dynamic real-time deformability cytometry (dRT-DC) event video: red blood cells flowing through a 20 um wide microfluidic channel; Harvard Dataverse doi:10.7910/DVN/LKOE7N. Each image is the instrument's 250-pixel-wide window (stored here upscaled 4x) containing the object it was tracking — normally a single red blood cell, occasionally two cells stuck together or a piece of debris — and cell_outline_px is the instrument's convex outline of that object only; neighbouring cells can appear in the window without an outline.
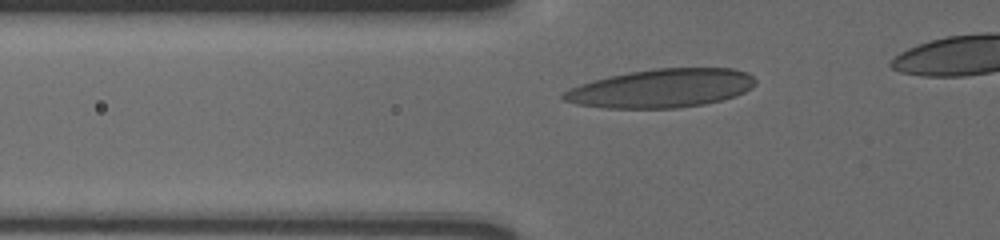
{"species": "human", "species_latin": "Homo sapiens", "temperature_condition": "cold", "stored_images_in_passage": 33, "camera_frame_rate_fps": 3000, "um_per_image_px": 0.085, "donor": {"sex": "male"}, "frame": {"image": 1, "passage_image": 2, "time_ms": 0.333, "image_size_px": [1000, 240], "cell_outline_px": [[756, 84], [752, 88], [736, 96], [704, 104], [676, 108], [604, 108], [576, 104], [564, 100], [560, 96], [568, 88], [580, 84], [628, 72], [656, 68], [732, 68], [748, 72], [756, 80]], "centroid_in_image_um": [56.24, 7.5], "position_along_channel_um": 69.6, "area_um2": 43.18}}
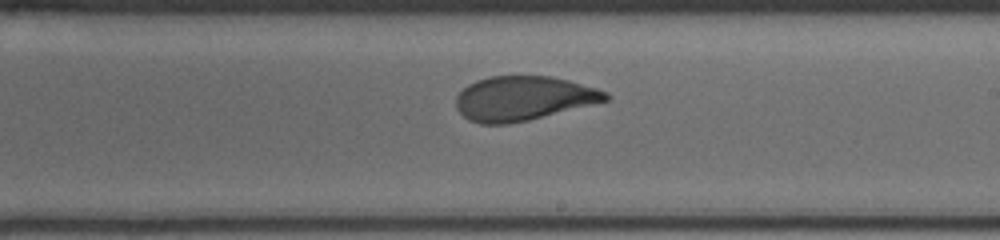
{"frame": {"image": 2, "passage_image": 17, "time_ms": 5.333, "image_size_px": [1000, 240], "cell_outline_px": [[612, 96], [608, 100], [528, 120], [508, 124], [480, 124], [468, 120], [456, 108], [456, 96], [468, 84], [476, 80], [488, 76], [548, 76], [568, 80], [596, 88], [608, 92]], "centroid_in_image_um": [44.46, 8.36], "position_along_channel_um": 244.5, "area_um2": 38.55}}
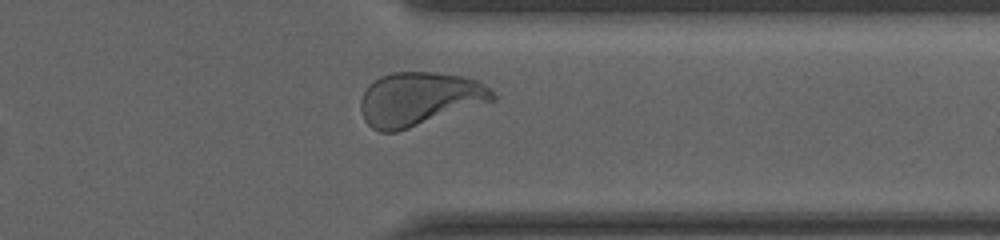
{"frame": {"image": 3, "passage_image": 28, "time_ms": 9.0, "image_size_px": [1000, 240], "cell_outline_px": [[496, 100], [396, 132], [380, 132], [372, 128], [364, 120], [360, 108], [360, 100], [368, 84], [380, 76], [392, 72], [432, 72], [464, 76], [476, 80], [488, 88], [496, 96]], "centroid_in_image_um": [35.6, 8.4], "position_along_channel_um": 375.8, "area_um2": 41.1}}